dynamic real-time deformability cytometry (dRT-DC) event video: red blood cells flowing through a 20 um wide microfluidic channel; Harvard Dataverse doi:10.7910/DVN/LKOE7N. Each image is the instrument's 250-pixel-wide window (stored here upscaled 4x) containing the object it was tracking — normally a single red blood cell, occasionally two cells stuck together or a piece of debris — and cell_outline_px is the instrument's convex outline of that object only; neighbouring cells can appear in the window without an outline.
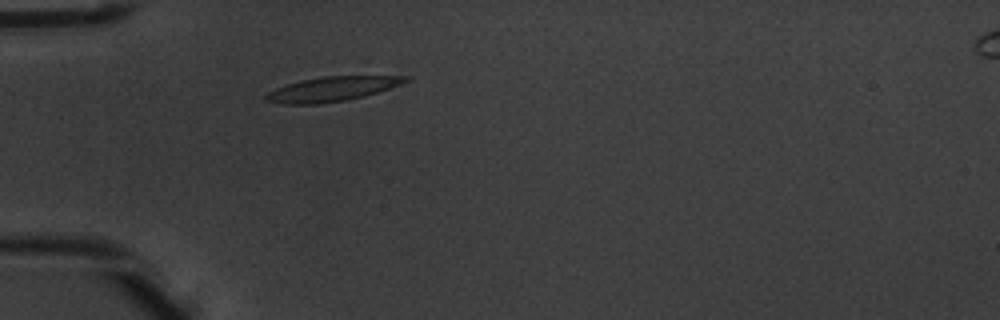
{"species": "common noctule bat (a hibernating species)", "species_latin": "Nyctalus noctula", "temperature_condition": "warm", "stored_images_in_passage": 2, "camera_frame_rate_fps": 3000, "um_per_image_px": 0.085, "animal": {"sex": "male", "body_mass_g": 20.1, "forearm_length_mm": 53.5}, "frame": {"image": 1, "passage_image": 2, "time_ms": 0.333, "image_size_px": [1000, 320], "cell_outline_px": [[408, 80], [400, 84], [364, 96], [344, 100], [316, 104], [280, 104], [264, 100], [264, 96], [268, 92], [276, 88], [300, 80], [324, 76], [408, 76]], "centroid_in_image_um": [28.14, 7.57], "position_along_channel_um": 56.9, "area_um2": 19.65}}